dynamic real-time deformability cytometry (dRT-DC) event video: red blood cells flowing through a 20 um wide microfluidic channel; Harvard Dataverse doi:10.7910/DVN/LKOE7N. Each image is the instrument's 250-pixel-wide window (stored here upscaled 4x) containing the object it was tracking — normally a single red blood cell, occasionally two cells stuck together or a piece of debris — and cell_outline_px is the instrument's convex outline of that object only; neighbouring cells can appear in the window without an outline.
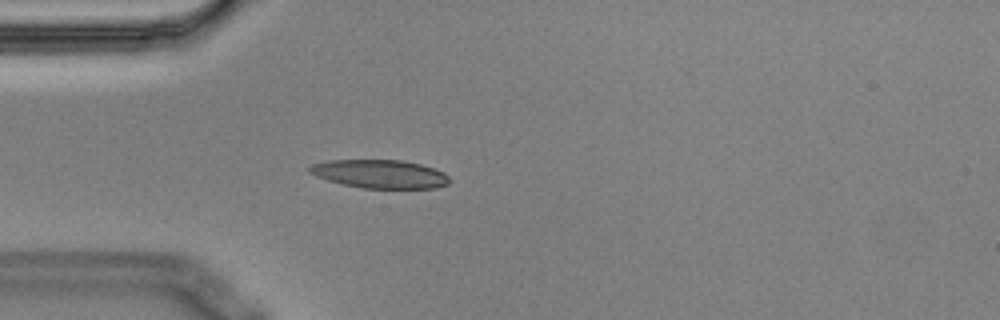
{"species": "Egyptian fruit bat (a non-hibernating species)", "species_latin": "Rousettus aegyptiacus", "temperature_condition": "cold", "stored_images_in_passage": 3, "camera_frame_rate_fps": 3000, "um_per_image_px": 0.085, "animal": {"sex": "male"}, "frame": {"image": 1, "passage_image": 3, "time_ms": 0.667, "image_size_px": [1000, 320], "cell_outline_px": [[452, 180], [448, 184], [436, 188], [360, 188], [328, 180], [316, 176], [308, 172], [308, 168], [312, 164], [328, 160], [404, 160], [420, 164], [444, 172]], "centroid_in_image_um": [32.3, 14.78], "position_along_channel_um": 52.7, "area_um2": 23.24}}